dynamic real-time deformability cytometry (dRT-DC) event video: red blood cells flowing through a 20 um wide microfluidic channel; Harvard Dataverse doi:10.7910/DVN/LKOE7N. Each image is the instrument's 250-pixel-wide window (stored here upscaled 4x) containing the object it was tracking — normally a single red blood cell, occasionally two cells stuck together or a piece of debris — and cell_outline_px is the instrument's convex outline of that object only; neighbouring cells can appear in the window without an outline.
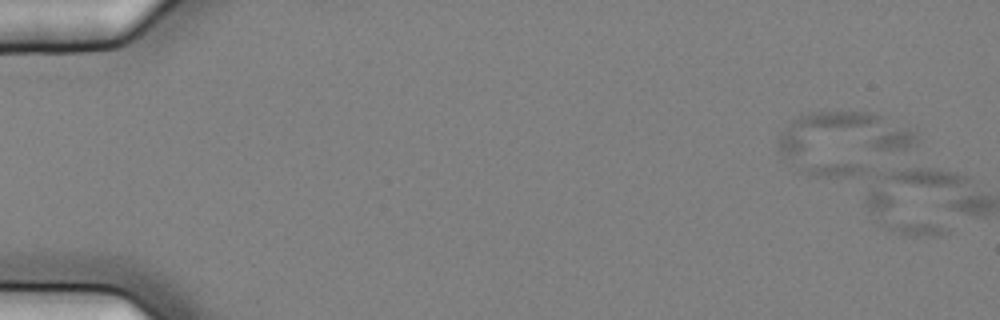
{"species": "common noctule bat (a hibernating species)", "species_latin": "Nyctalus noctula", "temperature_condition": "cold", "stored_images_in_passage": 2, "camera_frame_rate_fps": 3000, "um_per_image_px": 0.085, "animal": {"sex": "female", "body_mass_g": 25.1}, "frame": {"image": 1, "passage_image": 1, "time_ms": 0.0, "image_size_px": [1000, 320], "cell_outline_px": [[916, 144], [908, 148], [892, 152], [796, 156], [792, 156], [776, 152], [776, 144], [780, 132], [792, 120], [800, 116], [812, 112], [872, 112], [916, 128]], "centroid_in_image_um": [71.74, 11.44], "position_along_channel_um": 13.3, "area_um2": 36.59}}